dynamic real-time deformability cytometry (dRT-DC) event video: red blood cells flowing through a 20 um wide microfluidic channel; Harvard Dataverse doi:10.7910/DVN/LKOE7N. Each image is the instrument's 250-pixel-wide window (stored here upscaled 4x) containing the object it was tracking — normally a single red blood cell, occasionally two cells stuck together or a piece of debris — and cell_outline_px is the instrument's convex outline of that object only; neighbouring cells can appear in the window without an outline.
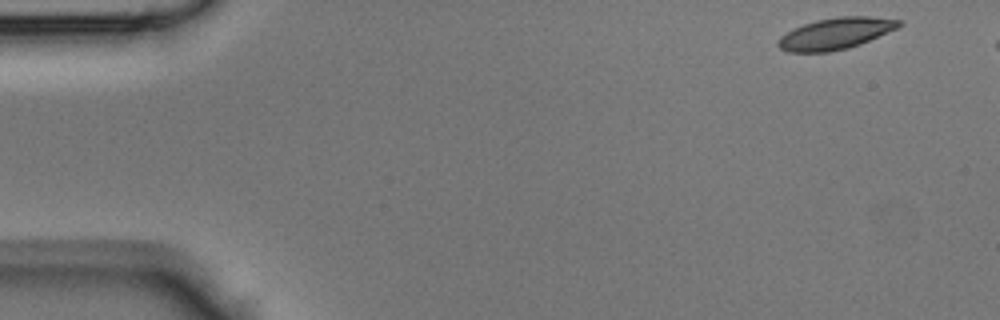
{"species": "Egyptian fruit bat (a non-hibernating species)", "species_latin": "Rousettus aegyptiacus", "temperature_condition": "room temperature", "stored_images_in_passage": 40, "camera_frame_rate_fps": 3000, "um_per_image_px": 0.085, "animal": {"sex": "male"}, "frame": {"image": 1, "passage_image": 1, "time_ms": 0.0, "image_size_px": [1000, 320], "cell_outline_px": [[904, 24], [900, 28], [860, 44], [848, 48], [828, 52], [788, 52], [780, 48], [776, 44], [776, 40], [780, 36], [804, 24], [816, 20], [836, 16], [868, 16], [900, 20]], "centroid_in_image_um": [71.06, 2.85], "position_along_channel_um": 13.9, "area_um2": 22.31}}
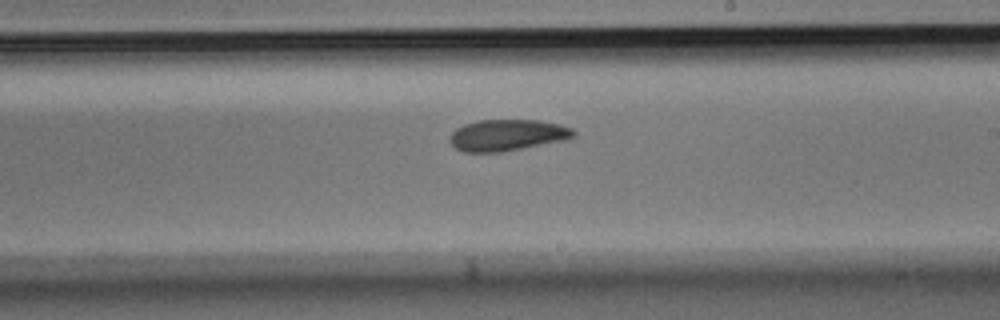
{"frame": {"image": 2, "passage_image": 24, "time_ms": 7.667, "image_size_px": [1000, 320], "cell_outline_px": [[576, 136], [564, 140], [500, 152], [464, 152], [456, 148], [448, 140], [448, 136], [456, 128], [464, 124], [480, 120], [540, 120], [560, 124], [572, 128], [576, 132]], "centroid_in_image_um": [43.11, 11.48], "position_along_channel_um": 245.9, "area_um2": 22.66}}
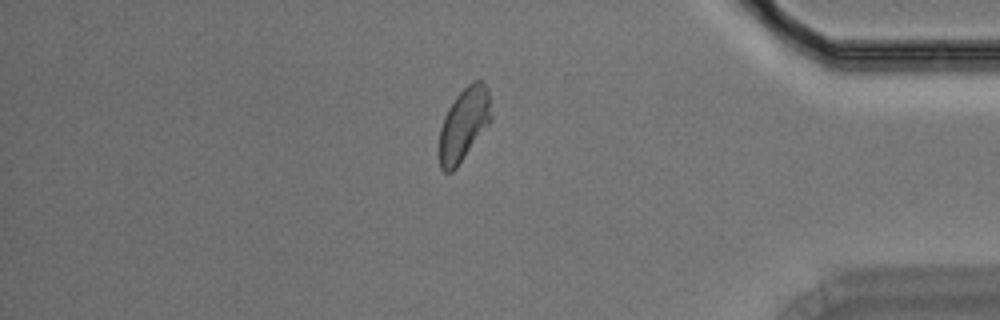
{"frame": {"image": 3, "passage_image": 36, "time_ms": 11.667, "image_size_px": [1000, 320], "cell_outline_px": [[492, 120], [456, 168], [452, 172], [444, 172], [440, 168], [440, 128], [444, 116], [448, 108], [456, 96], [472, 80], [484, 80], [488, 88], [492, 116]], "centroid_in_image_um": [39.45, 10.53], "position_along_channel_um": 395.7, "area_um2": 22.08}}